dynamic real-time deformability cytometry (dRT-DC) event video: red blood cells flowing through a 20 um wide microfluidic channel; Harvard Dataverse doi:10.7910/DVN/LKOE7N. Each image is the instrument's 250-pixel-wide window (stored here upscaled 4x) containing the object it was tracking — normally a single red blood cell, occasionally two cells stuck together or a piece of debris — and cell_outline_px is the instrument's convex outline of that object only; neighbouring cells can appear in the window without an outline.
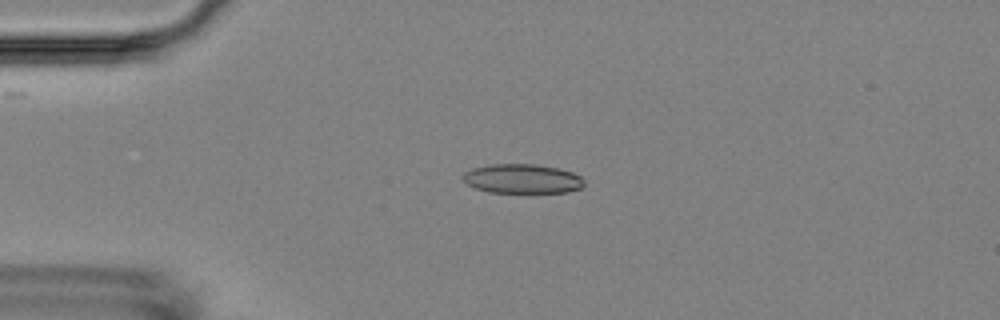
{"species": "Egyptian fruit bat (a non-hibernating species)", "species_latin": "Rousettus aegyptiacus", "temperature_condition": "room temperature", "stored_images_in_passage": 4, "camera_frame_rate_fps": 3000, "um_per_image_px": 0.085, "animal": {"sex": "female"}, "frame": {"image": 1, "passage_image": 3, "time_ms": 2.333, "image_size_px": [1000, 320], "cell_outline_px": [[584, 184], [580, 188], [568, 192], [528, 196], [488, 192], [476, 188], [468, 184], [464, 180], [464, 172], [472, 168], [492, 164], [536, 164], [560, 168], [572, 172], [580, 176], [584, 180]], "centroid_in_image_um": [44.44, 15.25], "position_along_channel_um": 40.6, "area_um2": 21.79}}